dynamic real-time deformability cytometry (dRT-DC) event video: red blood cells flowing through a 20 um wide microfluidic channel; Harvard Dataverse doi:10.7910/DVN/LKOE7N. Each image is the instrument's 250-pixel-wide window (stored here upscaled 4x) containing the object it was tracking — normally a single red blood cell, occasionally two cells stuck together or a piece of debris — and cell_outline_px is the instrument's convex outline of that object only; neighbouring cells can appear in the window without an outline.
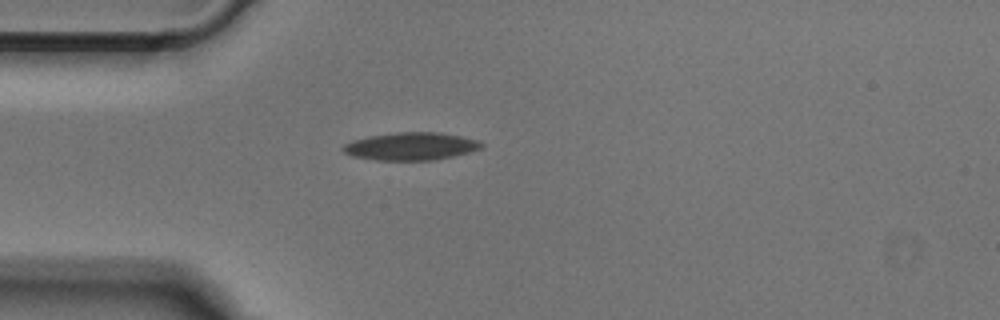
{"species": "Egyptian fruit bat (a non-hibernating species)", "species_latin": "Rousettus aegyptiacus", "temperature_condition": "cold", "stored_images_in_passage": 38, "camera_frame_rate_fps": 3000, "um_per_image_px": 0.085, "animal": {"sex": "male"}, "frame": {"image": 1, "passage_image": 1, "time_ms": 0.0, "image_size_px": [1000, 320], "cell_outline_px": [[484, 144], [480, 148], [468, 152], [452, 156], [432, 160], [376, 160], [352, 156], [344, 152], [340, 148], [344, 144], [352, 140], [368, 136], [396, 132], [440, 132], [460, 136], [476, 140]], "centroid_in_image_um": [34.87, 12.43], "position_along_channel_um": 50.1, "area_um2": 22.25}}
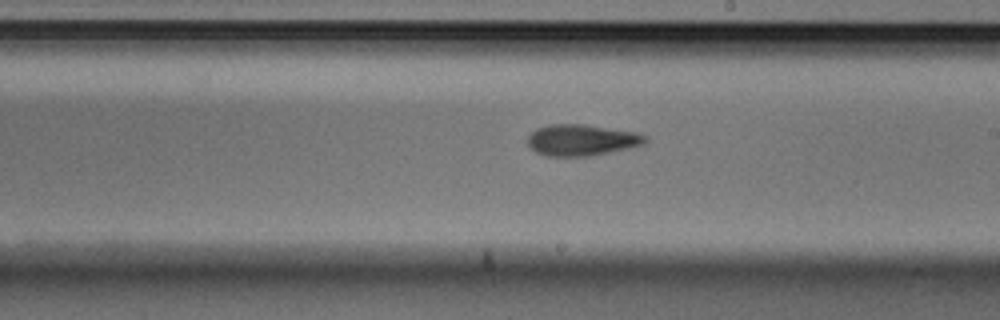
{"frame": {"image": 2, "passage_image": 16, "time_ms": 5.0, "image_size_px": [1000, 320], "cell_outline_px": [[648, 140], [644, 144], [628, 148], [588, 156], [544, 156], [536, 152], [528, 144], [528, 136], [536, 128], [548, 124], [584, 124], [636, 132], [648, 136]], "centroid_in_image_um": [49.44, 11.89], "position_along_channel_um": 239.6, "area_um2": 21.44}}
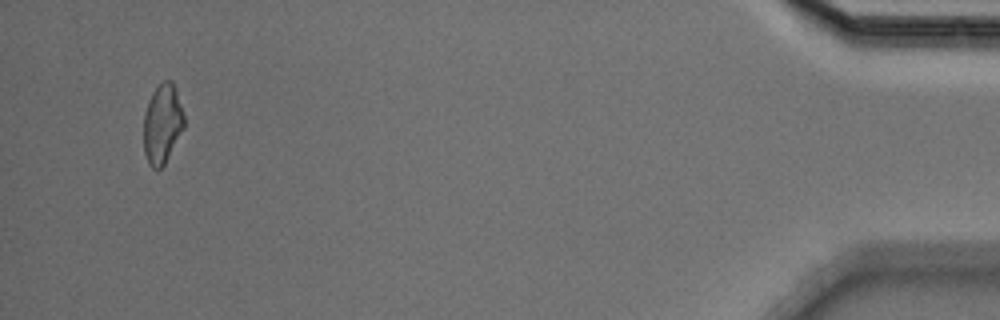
{"frame": {"image": 3, "passage_image": 36, "time_ms": 11.667, "image_size_px": [1000, 320], "cell_outline_px": [[184, 128], [164, 164], [160, 168], [152, 168], [148, 164], [144, 152], [144, 116], [148, 100], [152, 92], [164, 80], [172, 80], [176, 88], [184, 116]], "centroid_in_image_um": [13.8, 10.51], "position_along_channel_um": 421.4, "area_um2": 18.67}}